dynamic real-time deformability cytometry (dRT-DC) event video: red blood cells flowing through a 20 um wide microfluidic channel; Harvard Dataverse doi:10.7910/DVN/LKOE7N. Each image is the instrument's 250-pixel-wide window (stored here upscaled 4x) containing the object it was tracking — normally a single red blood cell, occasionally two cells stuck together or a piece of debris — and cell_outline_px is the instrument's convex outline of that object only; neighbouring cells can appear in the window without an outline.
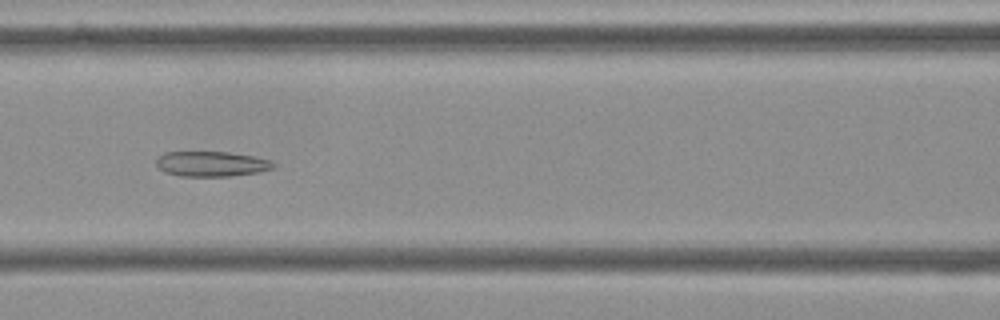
{"species": "Egyptian fruit bat (a non-hibernating species)", "species_latin": "Rousettus aegyptiacus", "temperature_condition": "cold", "stored_images_in_passage": 50, "camera_frame_rate_fps": 3000, "um_per_image_px": 0.085, "frame": {"image": 1, "passage_image": 18, "time_ms": 5.667, "image_size_px": [1000, 320], "cell_outline_px": [[276, 164], [272, 168], [260, 172], [228, 176], [180, 176], [164, 172], [156, 164], [156, 160], [164, 152], [228, 152], [252, 156], [272, 160]], "centroid_in_image_um": [17.98, 13.93], "position_along_channel_um": 148.6, "area_um2": 17.11}}
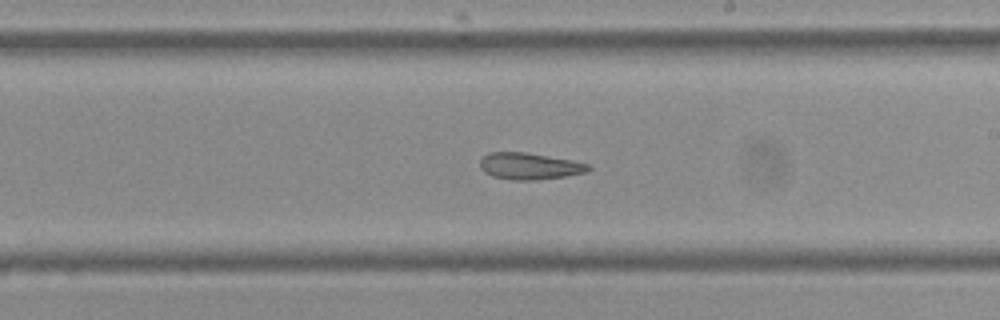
{"frame": {"image": 2, "passage_image": 26, "time_ms": 8.333, "image_size_px": [1000, 320], "cell_outline_px": [[592, 168], [588, 172], [564, 176], [536, 180], [512, 180], [492, 176], [484, 172], [480, 168], [480, 156], [488, 152], [528, 152], [572, 160], [588, 164]], "centroid_in_image_um": [44.98, 14.11], "position_along_channel_um": 244.0, "area_um2": 17.05}}
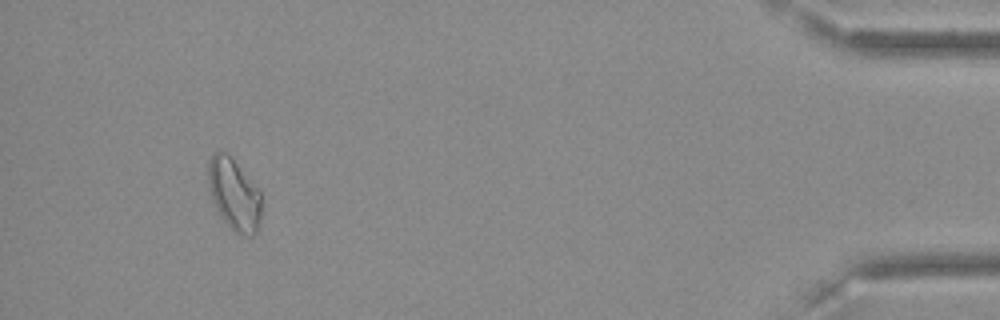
{"frame": {"image": 3, "passage_image": 46, "time_ms": 15.0, "image_size_px": [1000, 320], "cell_outline_px": [[260, 228], [252, 236], [244, 236], [236, 232], [224, 220], [216, 208], [212, 200], [208, 180], [208, 160], [212, 152], [228, 152], [260, 192]], "centroid_in_image_um": [19.89, 16.51], "position_along_channel_um": 415.3, "area_um2": 22.08}, "authors_computed_cell_mechanics": {"area_um2": 18.8428, "velocity_mm_per_s": 3.5845, "shape_relaxation_time_tau1_ms": null, "shape_relaxation_time_tau2_ms": 4.7285, "deformation_change_tau1": null, "deformation_change_tau2": 0.1241}}